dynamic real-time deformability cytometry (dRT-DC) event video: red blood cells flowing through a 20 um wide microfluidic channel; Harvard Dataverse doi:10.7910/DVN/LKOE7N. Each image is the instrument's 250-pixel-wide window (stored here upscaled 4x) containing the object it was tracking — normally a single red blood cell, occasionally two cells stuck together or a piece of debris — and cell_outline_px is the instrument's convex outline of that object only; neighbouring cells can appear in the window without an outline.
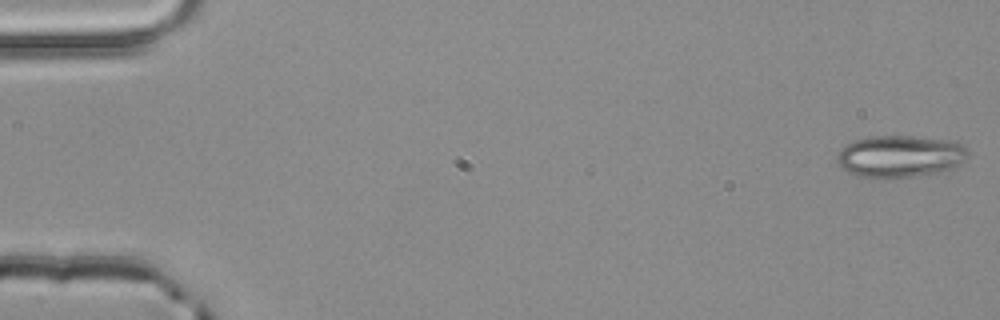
{"species": "common noctule bat (a hibernating species)", "species_latin": "Nyctalus noctula", "temperature_condition": "room temperature", "stored_images_in_passage": 3, "camera_frame_rate_fps": 3000, "um_per_image_px": 0.085, "animal": {"sex": "male", "body_mass_g": 20.4}, "frame": {"image": 1, "passage_image": 1, "time_ms": 0.0, "image_size_px": [1000, 320], "cell_outline_px": [[968, 156], [960, 164], [952, 168], [936, 172], [912, 176], [884, 180], [856, 176], [840, 168], [836, 160], [836, 156], [840, 148], [844, 144], [856, 140], [872, 136], [908, 136], [956, 140], [964, 144], [968, 152]], "centroid_in_image_um": [76.46, 13.29], "position_along_channel_um": 8.5, "area_um2": 32.71}}